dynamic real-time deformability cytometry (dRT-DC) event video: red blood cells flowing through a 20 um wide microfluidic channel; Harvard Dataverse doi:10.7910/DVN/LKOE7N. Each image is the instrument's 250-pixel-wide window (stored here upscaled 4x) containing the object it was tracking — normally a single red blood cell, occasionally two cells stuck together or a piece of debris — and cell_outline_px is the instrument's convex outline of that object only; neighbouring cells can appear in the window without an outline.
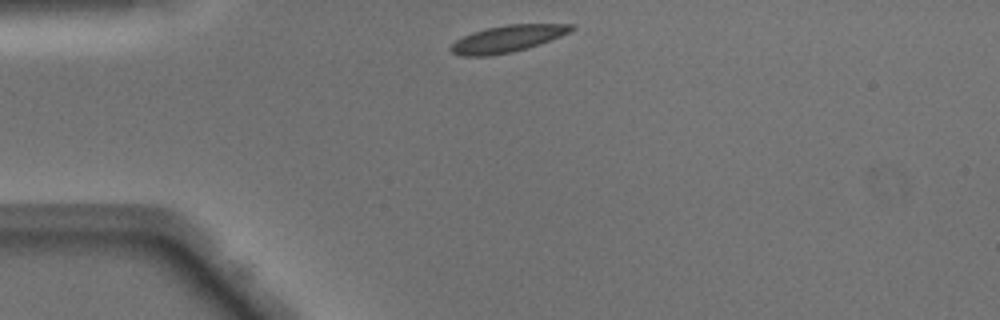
{"species": "Egyptian fruit bat (a non-hibernating species)", "species_latin": "Rousettus aegyptiacus", "temperature_condition": "warm", "stored_images_in_passage": 38, "camera_frame_rate_fps": 3000, "um_per_image_px": 0.085, "animal": {"sex": "male"}, "frame": {"image": 1, "passage_image": 1, "time_ms": 0.0, "image_size_px": [1000, 320], "cell_outline_px": [[576, 28], [560, 36], [540, 44], [528, 48], [512, 52], [488, 56], [464, 56], [452, 52], [448, 48], [456, 40], [472, 32], [488, 28], [508, 24], [572, 24]], "centroid_in_image_um": [43.12, 3.3], "position_along_channel_um": 41.9, "area_um2": 18.67}}
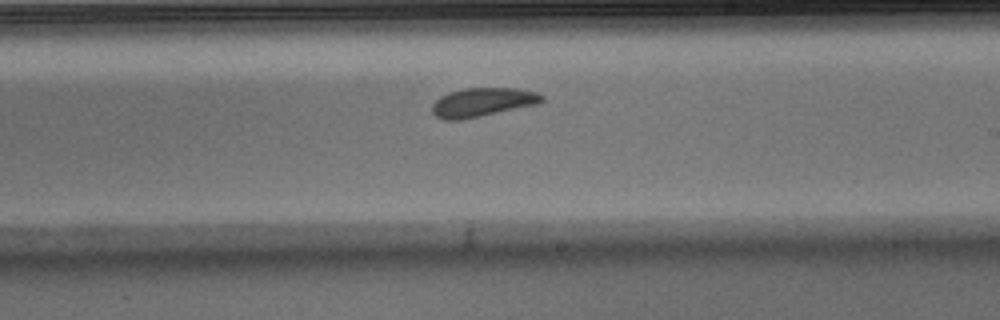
{"frame": {"image": 2, "passage_image": 18, "time_ms": 5.667, "image_size_px": [1000, 320], "cell_outline_px": [[544, 100], [540, 104], [460, 120], [444, 120], [436, 116], [432, 112], [432, 104], [440, 96], [448, 92], [464, 88], [516, 88], [536, 92], [544, 96]], "centroid_in_image_um": [41.02, 8.69], "position_along_channel_um": 248.0, "area_um2": 18.55}}
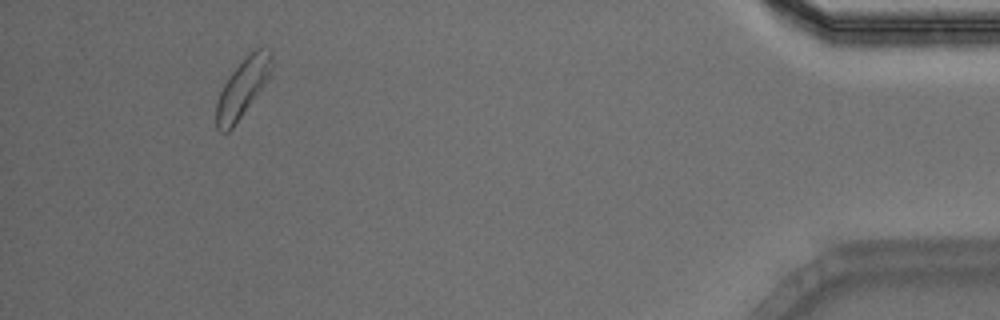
{"frame": {"image": 3, "passage_image": 35, "time_ms": 11.333, "image_size_px": [1000, 320], "cell_outline_px": [[272, 68], [268, 80], [232, 128], [228, 132], [220, 132], [216, 128], [216, 100], [228, 76], [256, 48], [260, 48], [272, 52]], "centroid_in_image_um": [20.6, 7.5], "position_along_channel_um": 414.6, "area_um2": 18.44}, "authors_computed_cell_mechanics": {"area_um2": 18.3515, "velocity_mm_per_s": 4.0706, "shape_relaxation_time_tau1_ms": null, "shape_relaxation_time_tau2_ms": 1.4559, "deformation_change_tau1": null, "deformation_change_tau2": 0.0634}}